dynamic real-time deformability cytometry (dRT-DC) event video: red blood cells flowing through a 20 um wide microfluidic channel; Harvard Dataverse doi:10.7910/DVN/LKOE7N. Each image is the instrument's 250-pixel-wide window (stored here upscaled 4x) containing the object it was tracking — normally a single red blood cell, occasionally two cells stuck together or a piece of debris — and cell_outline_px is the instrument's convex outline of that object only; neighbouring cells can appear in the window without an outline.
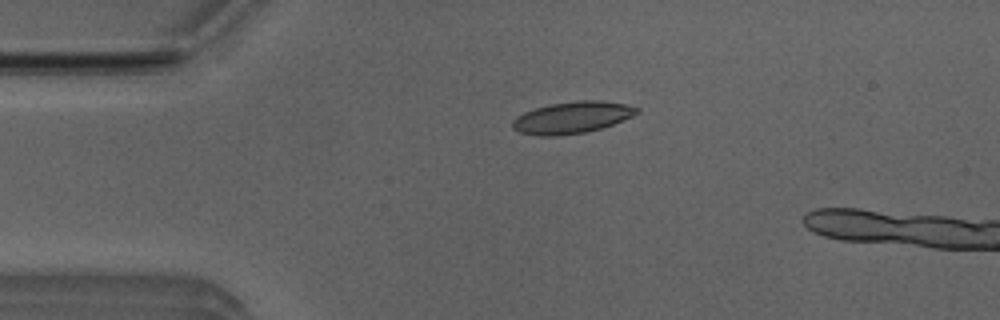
{"species": "Egyptian fruit bat (a non-hibernating species)", "species_latin": "Rousettus aegyptiacus", "temperature_condition": "room temperature", "stored_images_in_passage": 5, "camera_frame_rate_fps": 3000, "um_per_image_px": 0.085, "animal": {"sex": "male"}, "frame": {"image": 1, "passage_image": 1, "time_ms": 0.0, "image_size_px": [1000, 320], "cell_outline_px": [[640, 112], [632, 116], [612, 124], [600, 128], [584, 132], [556, 136], [540, 136], [520, 132], [512, 128], [512, 120], [516, 116], [524, 112], [548, 104], [576, 100], [600, 100], [624, 104], [640, 108]], "centroid_in_image_um": [48.6, 9.98], "position_along_channel_um": 36.4, "area_um2": 22.95}}